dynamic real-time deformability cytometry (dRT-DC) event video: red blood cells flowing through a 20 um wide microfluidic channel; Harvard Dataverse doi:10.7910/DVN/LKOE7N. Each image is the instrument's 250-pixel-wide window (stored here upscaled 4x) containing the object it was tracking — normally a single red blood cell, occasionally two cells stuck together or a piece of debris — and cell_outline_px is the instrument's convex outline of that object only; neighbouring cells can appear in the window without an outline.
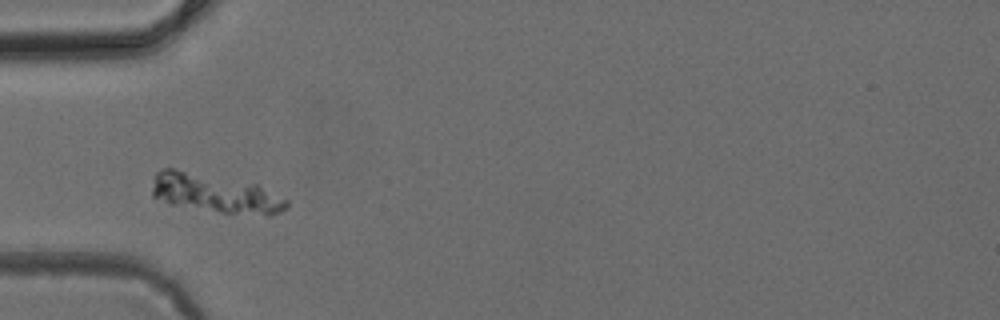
{"species": "common noctule bat (a hibernating species)", "species_latin": "Nyctalus noctula", "temperature_condition": "cold", "stored_images_in_passage": 40, "camera_frame_rate_fps": 3000, "um_per_image_px": 0.085, "animal": {"sex": "female", "body_mass_g": 24.6, "forearm_length_mm": 56.2}, "frame": {"image": 1, "passage_image": 7, "time_ms": 2.0, "image_size_px": [1000, 320], "cell_outline_px": [[288, 208], [280, 212], [268, 216], [220, 212], [168, 204], [152, 196], [152, 188], [156, 172], [164, 168], [176, 168], [256, 184], [288, 200]], "centroid_in_image_um": [18.28, 16.44], "position_along_channel_um": 66.7, "area_um2": 30.46}}
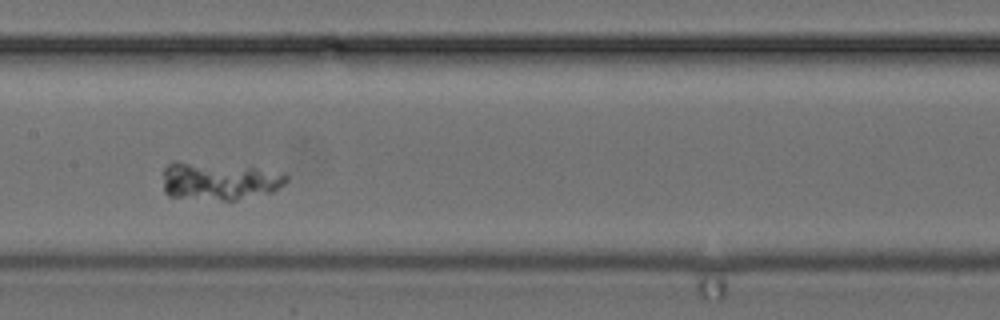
{"frame": {"image": 2, "passage_image": 16, "time_ms": 5.0, "image_size_px": [1000, 320], "cell_outline_px": [[288, 180], [284, 184], [272, 192], [236, 200], [220, 200], [168, 196], [164, 192], [164, 168], [172, 160], [176, 160], [252, 164], [288, 172]], "centroid_in_image_um": [18.72, 15.31], "position_along_channel_um": 188.7, "area_um2": 28.9}}
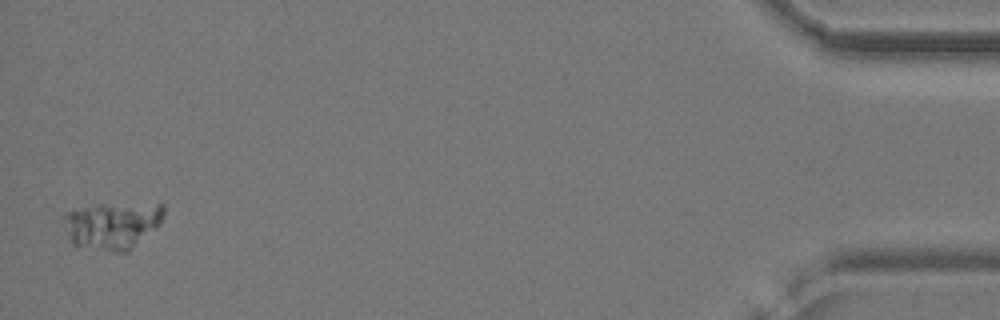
{"frame": {"image": 3, "passage_image": 40, "time_ms": 13.0, "image_size_px": [1000, 320], "cell_outline_px": [[164, 216], [160, 224], [128, 252], [112, 252], [76, 248], [72, 244], [68, 232], [64, 216], [68, 212], [100, 204], [164, 204]], "centroid_in_image_um": [9.58, 19.2], "position_along_channel_um": 425.6, "area_um2": 27.4}}